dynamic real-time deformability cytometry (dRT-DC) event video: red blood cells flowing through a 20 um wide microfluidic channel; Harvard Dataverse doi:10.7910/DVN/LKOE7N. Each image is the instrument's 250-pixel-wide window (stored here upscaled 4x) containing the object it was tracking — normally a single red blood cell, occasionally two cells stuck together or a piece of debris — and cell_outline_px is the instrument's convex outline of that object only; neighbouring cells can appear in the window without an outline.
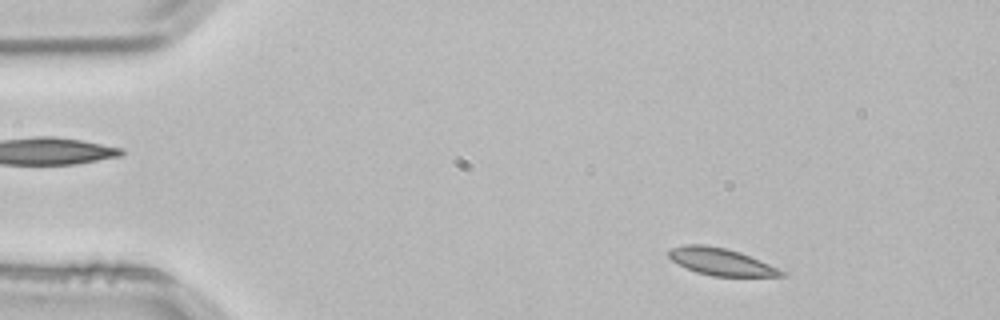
{"species": "common noctule bat (a hibernating species)", "species_latin": "Nyctalus noctula", "temperature_condition": "room temperature", "stored_images_in_passage": 2, "camera_frame_rate_fps": 3000, "um_per_image_px": 0.085, "animal": {"sex": "male", "body_mass_g": 21.5, "forearm_length_mm": 52.0}, "frame": {"image": 1, "passage_image": 1, "time_ms": 0.0, "image_size_px": [1000, 320], "cell_outline_px": [[788, 276], [712, 276], [696, 272], [672, 260], [668, 256], [668, 252], [672, 248], [684, 244], [704, 244], [728, 248], [740, 252], [788, 272]], "centroid_in_image_um": [61.32, 22.24], "position_along_channel_um": 23.7, "area_um2": 17.8}}